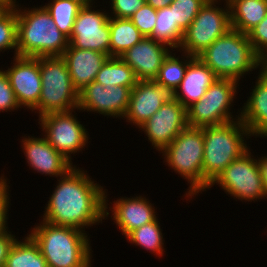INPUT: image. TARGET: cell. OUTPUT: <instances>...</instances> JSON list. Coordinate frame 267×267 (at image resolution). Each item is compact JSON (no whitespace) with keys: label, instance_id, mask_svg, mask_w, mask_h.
Here are the masks:
<instances>
[{"label":"cell","instance_id":"6da1fadb","mask_svg":"<svg viewBox=\"0 0 267 267\" xmlns=\"http://www.w3.org/2000/svg\"><path fill=\"white\" fill-rule=\"evenodd\" d=\"M60 179L46 205L45 222L81 230L108 217L105 190L85 172L74 165Z\"/></svg>","mask_w":267,"mask_h":267},{"label":"cell","instance_id":"7a4b0ae2","mask_svg":"<svg viewBox=\"0 0 267 267\" xmlns=\"http://www.w3.org/2000/svg\"><path fill=\"white\" fill-rule=\"evenodd\" d=\"M42 222L29 236L38 245L48 267H91V247L83 230Z\"/></svg>","mask_w":267,"mask_h":267},{"label":"cell","instance_id":"3957f363","mask_svg":"<svg viewBox=\"0 0 267 267\" xmlns=\"http://www.w3.org/2000/svg\"><path fill=\"white\" fill-rule=\"evenodd\" d=\"M17 56H62L69 39L56 26L46 8L17 9Z\"/></svg>","mask_w":267,"mask_h":267},{"label":"cell","instance_id":"277c9868","mask_svg":"<svg viewBox=\"0 0 267 267\" xmlns=\"http://www.w3.org/2000/svg\"><path fill=\"white\" fill-rule=\"evenodd\" d=\"M217 76L239 82L246 72L262 67L247 34L230 29L198 56Z\"/></svg>","mask_w":267,"mask_h":267},{"label":"cell","instance_id":"5b68a950","mask_svg":"<svg viewBox=\"0 0 267 267\" xmlns=\"http://www.w3.org/2000/svg\"><path fill=\"white\" fill-rule=\"evenodd\" d=\"M237 118L236 121L203 128V179L209 185L235 159L248 151L243 136H251V133L242 123L241 116Z\"/></svg>","mask_w":267,"mask_h":267},{"label":"cell","instance_id":"8992f818","mask_svg":"<svg viewBox=\"0 0 267 267\" xmlns=\"http://www.w3.org/2000/svg\"><path fill=\"white\" fill-rule=\"evenodd\" d=\"M168 166L190 183L186 197L210 188L203 179L204 136L203 128L187 126L162 151ZM188 195V196H187Z\"/></svg>","mask_w":267,"mask_h":267},{"label":"cell","instance_id":"52a82bcc","mask_svg":"<svg viewBox=\"0 0 267 267\" xmlns=\"http://www.w3.org/2000/svg\"><path fill=\"white\" fill-rule=\"evenodd\" d=\"M40 75L42 82L40 99L32 111H39L41 117L53 112L78 109L79 92L72 84L62 56L40 57Z\"/></svg>","mask_w":267,"mask_h":267},{"label":"cell","instance_id":"ba28073f","mask_svg":"<svg viewBox=\"0 0 267 267\" xmlns=\"http://www.w3.org/2000/svg\"><path fill=\"white\" fill-rule=\"evenodd\" d=\"M226 9L215 5L217 0H208L200 9L193 22L184 31L182 43L179 48L185 54L198 57L215 40L225 35L231 28L230 9L228 1Z\"/></svg>","mask_w":267,"mask_h":267},{"label":"cell","instance_id":"9c48e42d","mask_svg":"<svg viewBox=\"0 0 267 267\" xmlns=\"http://www.w3.org/2000/svg\"><path fill=\"white\" fill-rule=\"evenodd\" d=\"M237 84V81L231 79L216 80L199 101L187 108L188 126L204 128L237 120L229 112Z\"/></svg>","mask_w":267,"mask_h":267},{"label":"cell","instance_id":"30bf717a","mask_svg":"<svg viewBox=\"0 0 267 267\" xmlns=\"http://www.w3.org/2000/svg\"><path fill=\"white\" fill-rule=\"evenodd\" d=\"M250 150L235 159L210 184H219L226 193L240 200L254 201L265 198V190L258 160L251 157Z\"/></svg>","mask_w":267,"mask_h":267},{"label":"cell","instance_id":"8fae6325","mask_svg":"<svg viewBox=\"0 0 267 267\" xmlns=\"http://www.w3.org/2000/svg\"><path fill=\"white\" fill-rule=\"evenodd\" d=\"M72 111L53 112L39 118L49 144L70 162L71 154L84 148L89 135Z\"/></svg>","mask_w":267,"mask_h":267},{"label":"cell","instance_id":"7c38bea8","mask_svg":"<svg viewBox=\"0 0 267 267\" xmlns=\"http://www.w3.org/2000/svg\"><path fill=\"white\" fill-rule=\"evenodd\" d=\"M109 14L82 6L75 19L69 44L78 49L94 50L109 56Z\"/></svg>","mask_w":267,"mask_h":267},{"label":"cell","instance_id":"4fadbf2b","mask_svg":"<svg viewBox=\"0 0 267 267\" xmlns=\"http://www.w3.org/2000/svg\"><path fill=\"white\" fill-rule=\"evenodd\" d=\"M187 126V109L173 98L139 128L143 129L152 146L163 151Z\"/></svg>","mask_w":267,"mask_h":267},{"label":"cell","instance_id":"5bb4252c","mask_svg":"<svg viewBox=\"0 0 267 267\" xmlns=\"http://www.w3.org/2000/svg\"><path fill=\"white\" fill-rule=\"evenodd\" d=\"M130 94L129 87L103 86L93 81L79 92L78 109L122 118L127 113Z\"/></svg>","mask_w":267,"mask_h":267},{"label":"cell","instance_id":"9a60e30c","mask_svg":"<svg viewBox=\"0 0 267 267\" xmlns=\"http://www.w3.org/2000/svg\"><path fill=\"white\" fill-rule=\"evenodd\" d=\"M14 58V65L5 72L19 105L32 110L38 104L42 89L40 57L14 56Z\"/></svg>","mask_w":267,"mask_h":267},{"label":"cell","instance_id":"2e32d148","mask_svg":"<svg viewBox=\"0 0 267 267\" xmlns=\"http://www.w3.org/2000/svg\"><path fill=\"white\" fill-rule=\"evenodd\" d=\"M174 98V92L155 80L137 81L131 89L129 106L124 118L140 127L163 104Z\"/></svg>","mask_w":267,"mask_h":267},{"label":"cell","instance_id":"e0dca14e","mask_svg":"<svg viewBox=\"0 0 267 267\" xmlns=\"http://www.w3.org/2000/svg\"><path fill=\"white\" fill-rule=\"evenodd\" d=\"M166 46L153 38L144 37L120 58L133 69L138 81L155 80L164 59L170 52Z\"/></svg>","mask_w":267,"mask_h":267},{"label":"cell","instance_id":"ac0fdd59","mask_svg":"<svg viewBox=\"0 0 267 267\" xmlns=\"http://www.w3.org/2000/svg\"><path fill=\"white\" fill-rule=\"evenodd\" d=\"M22 142L27 163L39 173L62 177L73 167L72 163L55 150L45 137L28 136Z\"/></svg>","mask_w":267,"mask_h":267},{"label":"cell","instance_id":"d6986e66","mask_svg":"<svg viewBox=\"0 0 267 267\" xmlns=\"http://www.w3.org/2000/svg\"><path fill=\"white\" fill-rule=\"evenodd\" d=\"M62 57L67 65L72 84L78 92L95 80L102 65L109 58L107 54L74 48L70 44Z\"/></svg>","mask_w":267,"mask_h":267},{"label":"cell","instance_id":"ffe728a7","mask_svg":"<svg viewBox=\"0 0 267 267\" xmlns=\"http://www.w3.org/2000/svg\"><path fill=\"white\" fill-rule=\"evenodd\" d=\"M218 79V76L199 57H193L189 60L180 86L174 92V99L187 109L199 101ZM178 89L182 92L179 93Z\"/></svg>","mask_w":267,"mask_h":267},{"label":"cell","instance_id":"44dd1931","mask_svg":"<svg viewBox=\"0 0 267 267\" xmlns=\"http://www.w3.org/2000/svg\"><path fill=\"white\" fill-rule=\"evenodd\" d=\"M149 202L142 196L128 199L126 197L114 201V207L111 208L113 209L112 219L115 220L114 222L125 237L132 231L157 218L155 209Z\"/></svg>","mask_w":267,"mask_h":267},{"label":"cell","instance_id":"7402d4cb","mask_svg":"<svg viewBox=\"0 0 267 267\" xmlns=\"http://www.w3.org/2000/svg\"><path fill=\"white\" fill-rule=\"evenodd\" d=\"M260 70L252 95L239 115L251 135L267 137V72L262 67Z\"/></svg>","mask_w":267,"mask_h":267},{"label":"cell","instance_id":"603a6c76","mask_svg":"<svg viewBox=\"0 0 267 267\" xmlns=\"http://www.w3.org/2000/svg\"><path fill=\"white\" fill-rule=\"evenodd\" d=\"M231 28L247 34L267 15V0H227Z\"/></svg>","mask_w":267,"mask_h":267},{"label":"cell","instance_id":"cb8c5ba5","mask_svg":"<svg viewBox=\"0 0 267 267\" xmlns=\"http://www.w3.org/2000/svg\"><path fill=\"white\" fill-rule=\"evenodd\" d=\"M109 28V57H120L145 37L128 18L109 16Z\"/></svg>","mask_w":267,"mask_h":267},{"label":"cell","instance_id":"d4e9b609","mask_svg":"<svg viewBox=\"0 0 267 267\" xmlns=\"http://www.w3.org/2000/svg\"><path fill=\"white\" fill-rule=\"evenodd\" d=\"M94 81L103 86H124L132 89L138 80L133 69L120 57H109L102 65Z\"/></svg>","mask_w":267,"mask_h":267},{"label":"cell","instance_id":"484cf974","mask_svg":"<svg viewBox=\"0 0 267 267\" xmlns=\"http://www.w3.org/2000/svg\"><path fill=\"white\" fill-rule=\"evenodd\" d=\"M184 31L174 22L173 7L157 9V19L152 34L149 36L170 48L180 47Z\"/></svg>","mask_w":267,"mask_h":267},{"label":"cell","instance_id":"4316f807","mask_svg":"<svg viewBox=\"0 0 267 267\" xmlns=\"http://www.w3.org/2000/svg\"><path fill=\"white\" fill-rule=\"evenodd\" d=\"M25 238V242H14L5 267H48L38 245L28 234Z\"/></svg>","mask_w":267,"mask_h":267},{"label":"cell","instance_id":"83f0119b","mask_svg":"<svg viewBox=\"0 0 267 267\" xmlns=\"http://www.w3.org/2000/svg\"><path fill=\"white\" fill-rule=\"evenodd\" d=\"M44 7L50 13L57 28L69 38L82 5L74 0H52Z\"/></svg>","mask_w":267,"mask_h":267},{"label":"cell","instance_id":"f1b7e54d","mask_svg":"<svg viewBox=\"0 0 267 267\" xmlns=\"http://www.w3.org/2000/svg\"><path fill=\"white\" fill-rule=\"evenodd\" d=\"M156 218L154 221L144 224L138 229L132 231L127 239L130 243H135L146 250H150L151 253L163 255V236L161 233L160 223Z\"/></svg>","mask_w":267,"mask_h":267},{"label":"cell","instance_id":"f546056e","mask_svg":"<svg viewBox=\"0 0 267 267\" xmlns=\"http://www.w3.org/2000/svg\"><path fill=\"white\" fill-rule=\"evenodd\" d=\"M185 55H187V59L180 61L179 58H176V56H172L170 52L164 59L155 81L165 85L171 91L175 92L180 86L182 79L184 78L186 68L189 64L188 60H191V58H193V56H190L188 54Z\"/></svg>","mask_w":267,"mask_h":267},{"label":"cell","instance_id":"4dcf8cb0","mask_svg":"<svg viewBox=\"0 0 267 267\" xmlns=\"http://www.w3.org/2000/svg\"><path fill=\"white\" fill-rule=\"evenodd\" d=\"M16 4L0 13V51L14 49L17 56V11Z\"/></svg>","mask_w":267,"mask_h":267},{"label":"cell","instance_id":"1f68e13d","mask_svg":"<svg viewBox=\"0 0 267 267\" xmlns=\"http://www.w3.org/2000/svg\"><path fill=\"white\" fill-rule=\"evenodd\" d=\"M208 0H173L174 22L185 31Z\"/></svg>","mask_w":267,"mask_h":267},{"label":"cell","instance_id":"d6a6232c","mask_svg":"<svg viewBox=\"0 0 267 267\" xmlns=\"http://www.w3.org/2000/svg\"><path fill=\"white\" fill-rule=\"evenodd\" d=\"M129 19L143 36L149 37L155 27L157 9L145 3Z\"/></svg>","mask_w":267,"mask_h":267},{"label":"cell","instance_id":"836d02e7","mask_svg":"<svg viewBox=\"0 0 267 267\" xmlns=\"http://www.w3.org/2000/svg\"><path fill=\"white\" fill-rule=\"evenodd\" d=\"M247 36L256 55L264 61L267 58V15Z\"/></svg>","mask_w":267,"mask_h":267},{"label":"cell","instance_id":"e575fe53","mask_svg":"<svg viewBox=\"0 0 267 267\" xmlns=\"http://www.w3.org/2000/svg\"><path fill=\"white\" fill-rule=\"evenodd\" d=\"M15 93L11 87L8 75L0 70V112L19 108Z\"/></svg>","mask_w":267,"mask_h":267},{"label":"cell","instance_id":"d590c367","mask_svg":"<svg viewBox=\"0 0 267 267\" xmlns=\"http://www.w3.org/2000/svg\"><path fill=\"white\" fill-rule=\"evenodd\" d=\"M112 14L117 18H130L146 0H111Z\"/></svg>","mask_w":267,"mask_h":267},{"label":"cell","instance_id":"8d00e7d4","mask_svg":"<svg viewBox=\"0 0 267 267\" xmlns=\"http://www.w3.org/2000/svg\"><path fill=\"white\" fill-rule=\"evenodd\" d=\"M0 177V235L7 232L6 222H7V211L9 205V194H8V185L5 178Z\"/></svg>","mask_w":267,"mask_h":267},{"label":"cell","instance_id":"74e56055","mask_svg":"<svg viewBox=\"0 0 267 267\" xmlns=\"http://www.w3.org/2000/svg\"><path fill=\"white\" fill-rule=\"evenodd\" d=\"M10 233L11 232H6L0 235V267H5L9 251L17 240L15 236Z\"/></svg>","mask_w":267,"mask_h":267},{"label":"cell","instance_id":"f35d334b","mask_svg":"<svg viewBox=\"0 0 267 267\" xmlns=\"http://www.w3.org/2000/svg\"><path fill=\"white\" fill-rule=\"evenodd\" d=\"M258 165L261 173V178L263 181L265 195L267 198V156H264L260 159L258 158Z\"/></svg>","mask_w":267,"mask_h":267},{"label":"cell","instance_id":"ab89813d","mask_svg":"<svg viewBox=\"0 0 267 267\" xmlns=\"http://www.w3.org/2000/svg\"><path fill=\"white\" fill-rule=\"evenodd\" d=\"M173 0H146V4L152 6L154 9L168 7Z\"/></svg>","mask_w":267,"mask_h":267},{"label":"cell","instance_id":"60d3db41","mask_svg":"<svg viewBox=\"0 0 267 267\" xmlns=\"http://www.w3.org/2000/svg\"><path fill=\"white\" fill-rule=\"evenodd\" d=\"M16 0H0V6L9 8L15 5Z\"/></svg>","mask_w":267,"mask_h":267},{"label":"cell","instance_id":"b9f144b4","mask_svg":"<svg viewBox=\"0 0 267 267\" xmlns=\"http://www.w3.org/2000/svg\"><path fill=\"white\" fill-rule=\"evenodd\" d=\"M74 1H77L82 6L93 5V4H90L93 0H74Z\"/></svg>","mask_w":267,"mask_h":267},{"label":"cell","instance_id":"7bdbcfd3","mask_svg":"<svg viewBox=\"0 0 267 267\" xmlns=\"http://www.w3.org/2000/svg\"><path fill=\"white\" fill-rule=\"evenodd\" d=\"M262 68L267 72V58L263 61Z\"/></svg>","mask_w":267,"mask_h":267},{"label":"cell","instance_id":"ee69618b","mask_svg":"<svg viewBox=\"0 0 267 267\" xmlns=\"http://www.w3.org/2000/svg\"><path fill=\"white\" fill-rule=\"evenodd\" d=\"M5 9V7L0 6V13Z\"/></svg>","mask_w":267,"mask_h":267}]
</instances>
